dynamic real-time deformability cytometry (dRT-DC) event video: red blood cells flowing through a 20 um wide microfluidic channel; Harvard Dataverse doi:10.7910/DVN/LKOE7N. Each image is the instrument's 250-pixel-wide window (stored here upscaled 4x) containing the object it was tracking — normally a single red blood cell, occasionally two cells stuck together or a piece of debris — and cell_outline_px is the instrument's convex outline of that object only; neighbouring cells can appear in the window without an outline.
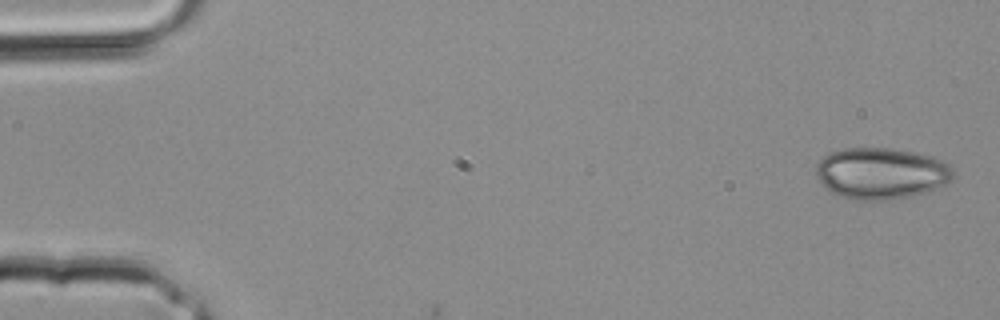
{"species": "common noctule bat (a hibernating species)", "species_latin": "Nyctalus noctula", "temperature_condition": "room temperature", "stored_images_in_passage": 3, "camera_frame_rate_fps": 3000, "um_per_image_px": 0.085, "animal": {"sex": "male", "body_mass_g": 20.4}, "frame": {"image": 1, "passage_image": 1, "time_ms": 0.0, "image_size_px": [1000, 320], "cell_outline_px": [[956, 176], [952, 180], [928, 192], [912, 196], [888, 200], [848, 200], [828, 192], [820, 180], [816, 172], [816, 164], [824, 156], [832, 152], [844, 148], [892, 148], [916, 152], [932, 156], [948, 164], [952, 168]], "centroid_in_image_um": [74.91, 14.75], "position_along_channel_um": 10.1, "area_um2": 41.56}}
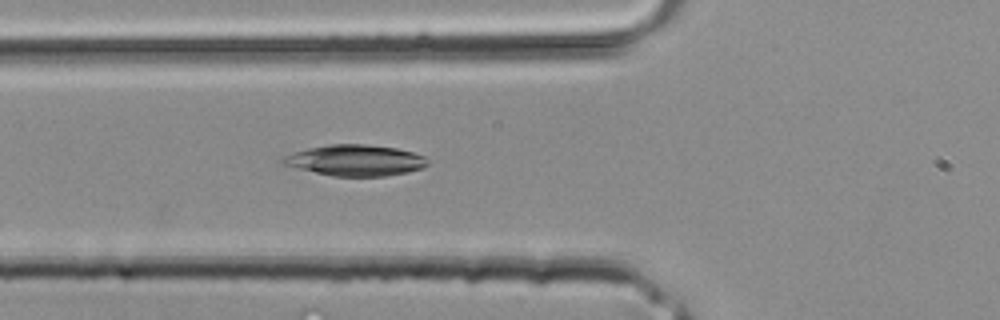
{"frame": {"image": 2, "passage_image": 3, "time_ms": 0.667, "image_size_px": [1000, 320], "cell_outline_px": [[428, 164], [420, 168], [408, 172], [388, 176], [332, 176], [280, 164], [280, 160], [284, 156], [292, 152], [308, 148], [332, 144], [364, 144], [396, 148], [412, 152], [424, 156], [428, 160]], "centroid_in_image_um": [30.17, 13.63], "position_along_channel_um": 95.6, "area_um2": 26.13}}